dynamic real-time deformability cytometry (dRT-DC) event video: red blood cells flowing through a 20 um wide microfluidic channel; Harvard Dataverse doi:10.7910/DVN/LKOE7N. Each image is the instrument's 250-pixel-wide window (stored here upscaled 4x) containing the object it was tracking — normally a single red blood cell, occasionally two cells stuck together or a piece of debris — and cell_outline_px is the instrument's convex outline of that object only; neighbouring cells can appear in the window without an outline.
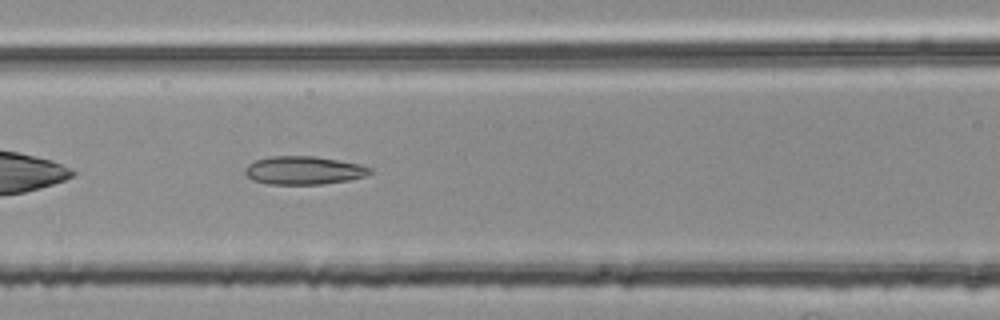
{"species": "common noctule bat (a hibernating species)", "species_latin": "Nyctalus noctula", "temperature_condition": "room temperature", "stored_images_in_passage": 38, "camera_frame_rate_fps": 3000, "um_per_image_px": 0.085, "animal": {"sex": "female", "body_mass_g": 25.1}, "frame": {"image": 1, "passage_image": 7, "time_ms": 2.0, "image_size_px": [1000, 320], "cell_outline_px": [[372, 172], [364, 176], [348, 180], [324, 184], [268, 184], [252, 180], [244, 172], [248, 164], [256, 160], [268, 156], [316, 156], [360, 164], [372, 168]], "centroid_in_image_um": [25.81, 14.48], "position_along_channel_um": 140.8, "area_um2": 20.58}}
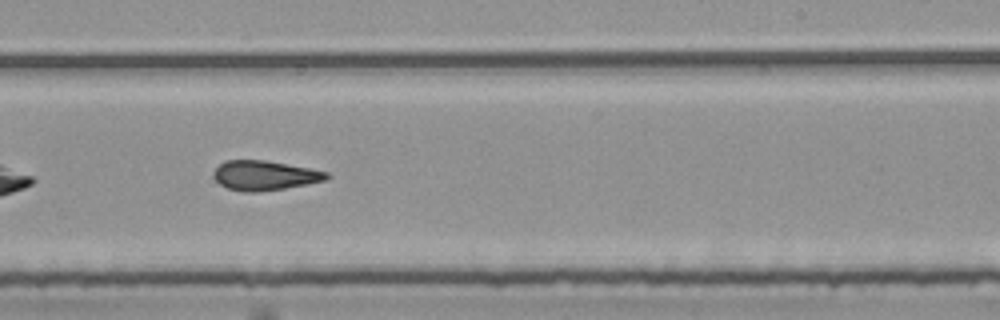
{"frame": {"image": 2, "passage_image": 17, "time_ms": 5.333, "image_size_px": [1000, 320], "cell_outline_px": [[328, 180], [308, 184], [284, 188], [256, 192], [244, 192], [228, 188], [220, 184], [216, 180], [216, 168], [224, 160], [268, 160], [312, 168], [328, 172]], "centroid_in_image_um": [22.56, 14.9], "position_along_channel_um": 266.4, "area_um2": 19.48}}
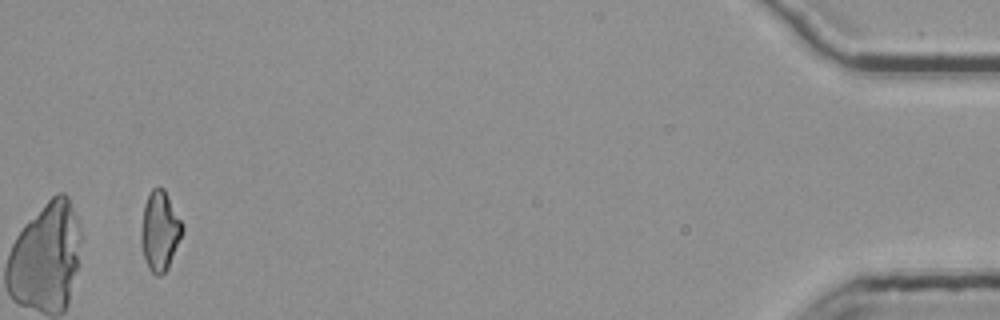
{"frame": {"image": 3, "passage_image": 36, "time_ms": 11.667, "image_size_px": [1000, 320], "cell_outline_px": [[184, 232], [168, 268], [160, 276], [156, 276], [148, 268], [144, 260], [140, 244], [140, 232], [144, 204], [152, 188], [164, 188], [184, 224]], "centroid_in_image_um": [13.59, 19.65], "position_along_channel_um": 421.6, "area_um2": 19.54}, "authors_computed_cell_mechanics": {"area_um2": 19.4208, "velocity_mm_per_s": 3.7802, "shape_relaxation_time_tau1_ms": null, "shape_relaxation_time_tau2_ms": 3.4726, "deformation_change_tau1": null, "deformation_change_tau2": 0.1361}}